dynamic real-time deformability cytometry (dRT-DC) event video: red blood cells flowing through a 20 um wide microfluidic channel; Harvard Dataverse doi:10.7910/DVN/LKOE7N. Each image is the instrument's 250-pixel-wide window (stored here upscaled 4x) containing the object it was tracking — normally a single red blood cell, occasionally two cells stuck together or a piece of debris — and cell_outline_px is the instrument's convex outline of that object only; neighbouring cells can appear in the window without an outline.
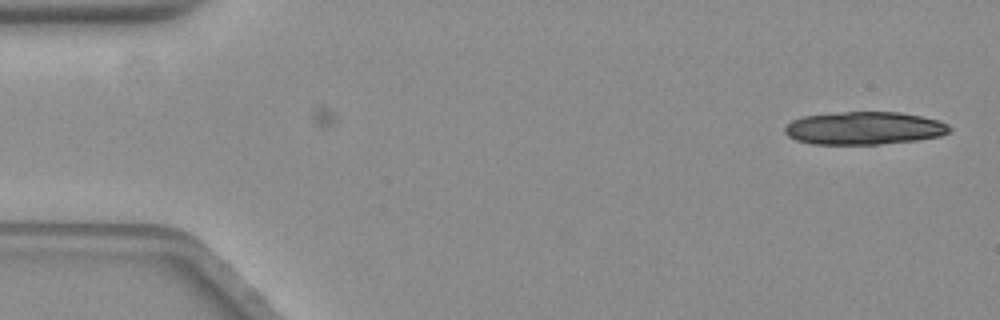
{"species": "common noctule bat (a hibernating species)", "species_latin": "Nyctalus noctula", "temperature_condition": "warm", "stored_images_in_passage": 17, "camera_frame_rate_fps": 3000, "um_per_image_px": 0.085, "animal": {"sex": "female", "body_mass_g": 19.3, "forearm_length_mm": 54.1}, "frame": {"image": 1, "passage_image": 1, "time_ms": 0.0, "image_size_px": [1000, 320], "cell_outline_px": [[952, 128], [948, 132], [940, 136], [916, 140], [880, 144], [812, 144], [796, 140], [788, 136], [784, 132], [784, 128], [792, 120], [804, 116], [844, 112], [900, 112], [920, 116], [936, 120], [948, 124]], "centroid_in_image_um": [73.44, 10.9], "position_along_channel_um": 11.6, "area_um2": 31.39}}